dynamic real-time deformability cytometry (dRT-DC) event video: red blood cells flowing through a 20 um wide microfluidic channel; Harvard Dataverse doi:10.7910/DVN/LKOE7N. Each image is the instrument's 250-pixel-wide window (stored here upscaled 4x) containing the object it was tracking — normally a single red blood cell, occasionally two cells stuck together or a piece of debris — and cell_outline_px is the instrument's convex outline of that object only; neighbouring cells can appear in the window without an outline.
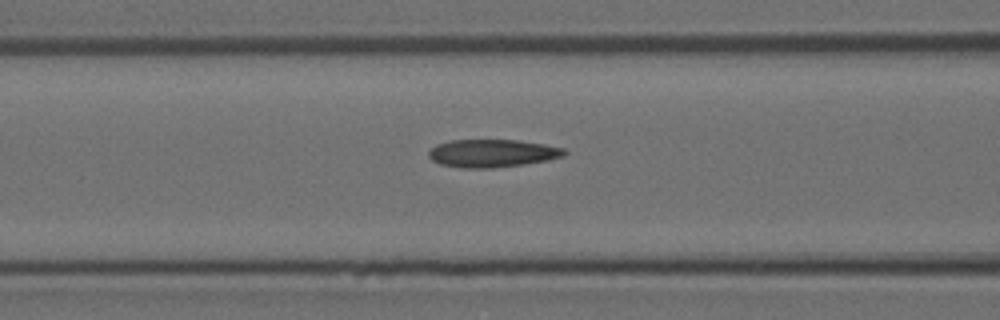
{"species": "Egyptian fruit bat (a non-hibernating species)", "species_latin": "Rousettus aegyptiacus", "temperature_condition": "room temperature", "stored_images_in_passage": 14, "camera_frame_rate_fps": 3000, "um_per_image_px": 0.085, "animal": {"sex": "female"}, "frame": {"image": 1, "passage_image": 12, "time_ms": 3.667, "image_size_px": [1000, 320], "cell_outline_px": [[568, 152], [564, 156], [548, 160], [524, 164], [492, 168], [460, 168], [440, 164], [432, 160], [428, 156], [428, 152], [436, 144], [452, 140], [516, 140], [544, 144], [564, 148]], "centroid_in_image_um": [41.84, 13.03], "position_along_channel_um": 124.8, "area_um2": 22.08}}